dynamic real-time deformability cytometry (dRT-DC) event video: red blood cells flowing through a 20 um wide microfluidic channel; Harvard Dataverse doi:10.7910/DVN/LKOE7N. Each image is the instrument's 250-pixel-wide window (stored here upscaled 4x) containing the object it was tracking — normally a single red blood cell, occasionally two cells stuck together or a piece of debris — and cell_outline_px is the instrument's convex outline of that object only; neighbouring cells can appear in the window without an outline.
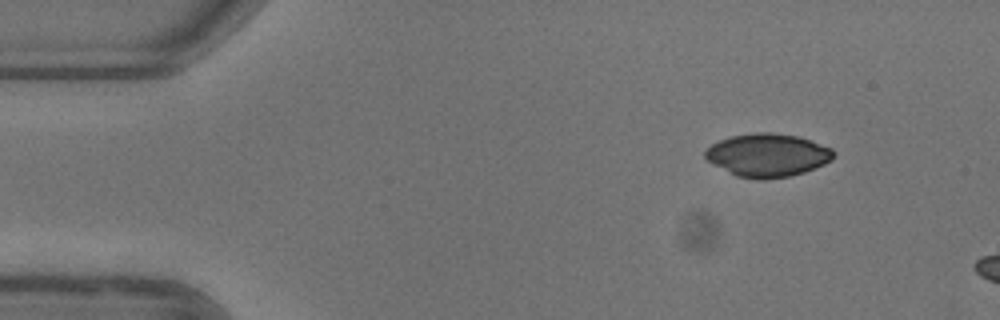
{"species": "common noctule bat (a hibernating species)", "species_latin": "Nyctalus noctula", "temperature_condition": "warm", "stored_images_in_passage": 2, "camera_frame_rate_fps": 3000, "um_per_image_px": 0.085, "animal": {"sex": "female"}, "frame": {"image": 1, "passage_image": 2, "time_ms": 0.333, "image_size_px": [1000, 320], "cell_outline_px": [[836, 156], [832, 160], [816, 168], [804, 172], [788, 176], [764, 180], [760, 180], [736, 176], [708, 160], [704, 156], [704, 148], [720, 140], [732, 136], [756, 132], [772, 132], [796, 136], [832, 148], [836, 152]], "centroid_in_image_um": [65.26, 13.19], "position_along_channel_um": 19.7, "area_um2": 32.25}}